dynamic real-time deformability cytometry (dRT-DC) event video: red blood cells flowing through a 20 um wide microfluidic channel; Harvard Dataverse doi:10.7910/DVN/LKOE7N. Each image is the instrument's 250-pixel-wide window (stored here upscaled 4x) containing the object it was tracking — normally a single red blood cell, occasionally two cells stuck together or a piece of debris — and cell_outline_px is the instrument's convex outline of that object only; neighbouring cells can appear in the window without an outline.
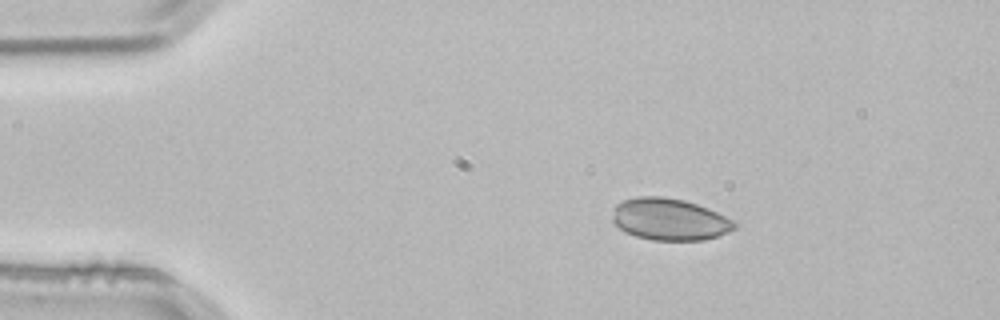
{"species": "common noctule bat (a hibernating species)", "species_latin": "Nyctalus noctula", "temperature_condition": "room temperature", "stored_images_in_passage": 2, "camera_frame_rate_fps": 3000, "um_per_image_px": 0.085, "animal": {"sex": "male", "body_mass_g": 21.5, "forearm_length_mm": 52.0}, "frame": {"image": 1, "passage_image": 1, "time_ms": 0.0, "image_size_px": [1000, 320], "cell_outline_px": [[736, 228], [728, 232], [704, 240], [652, 240], [636, 236], [620, 228], [612, 220], [612, 208], [616, 204], [624, 200], [636, 196], [664, 196], [684, 200], [708, 208], [736, 220]], "centroid_in_image_um": [56.92, 18.63], "position_along_channel_um": 28.1, "area_um2": 29.94}}